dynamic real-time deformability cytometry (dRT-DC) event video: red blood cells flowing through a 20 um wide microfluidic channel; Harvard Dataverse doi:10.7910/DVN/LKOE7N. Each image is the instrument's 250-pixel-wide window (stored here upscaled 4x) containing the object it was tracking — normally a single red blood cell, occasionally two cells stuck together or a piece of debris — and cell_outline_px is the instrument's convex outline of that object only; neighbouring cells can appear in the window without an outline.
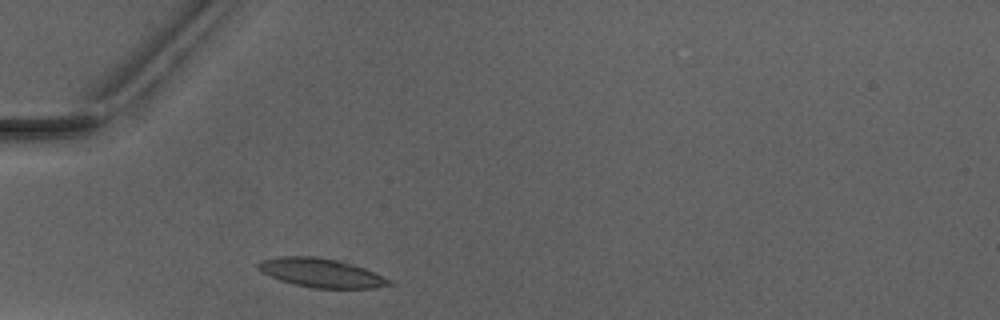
{"species": "Egyptian fruit bat (a non-hibernating species)", "species_latin": "Rousettus aegyptiacus", "temperature_condition": "warm", "stored_images_in_passage": 6, "camera_frame_rate_fps": 3000, "um_per_image_px": 0.085, "animal": {"sex": "male"}, "frame": {"image": 1, "passage_image": 6, "time_ms": 6.667, "image_size_px": [1000, 320], "cell_outline_px": [[392, 284], [376, 288], [312, 288], [280, 280], [256, 268], [256, 264], [260, 260], [280, 256], [316, 256], [340, 260], [364, 268], [392, 280]], "centroid_in_image_um": [27.3, 23.18], "position_along_channel_um": 57.7, "area_um2": 22.02}}